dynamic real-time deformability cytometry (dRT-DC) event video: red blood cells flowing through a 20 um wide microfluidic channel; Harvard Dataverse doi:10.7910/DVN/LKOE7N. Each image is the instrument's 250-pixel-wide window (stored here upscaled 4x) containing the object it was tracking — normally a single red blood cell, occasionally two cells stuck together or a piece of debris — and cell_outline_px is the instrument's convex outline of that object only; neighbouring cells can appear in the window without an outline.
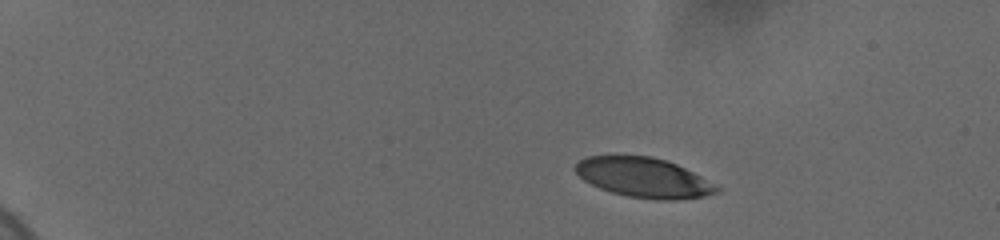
{"species": "human", "species_latin": "Homo sapiens", "temperature_condition": "cold", "stored_images_in_passage": 6, "camera_frame_rate_fps": 3000, "um_per_image_px": 0.085, "donor": {"sex": "female"}, "frame": {"image": 1, "passage_image": 3, "time_ms": 2.0, "image_size_px": [1000, 240], "cell_outline_px": [[720, 188], [716, 192], [704, 196], [676, 200], [660, 200], [628, 196], [612, 192], [600, 188], [584, 180], [572, 168], [580, 160], [588, 156], [652, 156], [668, 160], [700, 176]], "centroid_in_image_um": [54.69, 15.09], "position_along_channel_um": 30.3, "area_um2": 32.37}}